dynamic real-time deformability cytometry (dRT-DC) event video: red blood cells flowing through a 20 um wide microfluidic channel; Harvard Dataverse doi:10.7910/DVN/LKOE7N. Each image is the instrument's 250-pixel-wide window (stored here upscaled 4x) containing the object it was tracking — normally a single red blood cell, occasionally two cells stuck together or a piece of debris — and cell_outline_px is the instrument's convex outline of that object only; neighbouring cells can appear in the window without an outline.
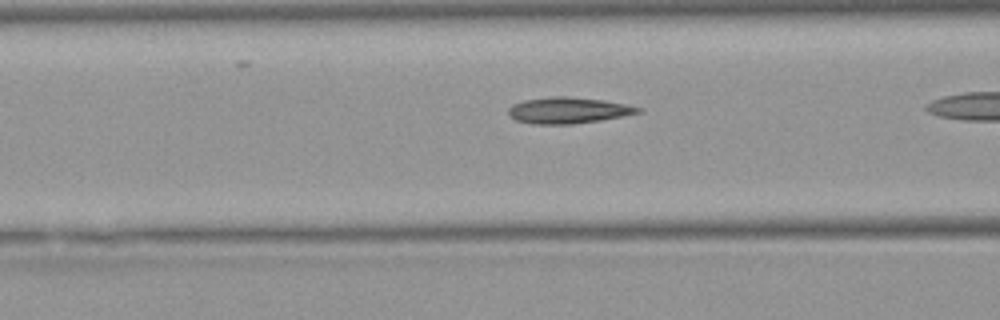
{"species": "Egyptian fruit bat (a non-hibernating species)", "species_latin": "Rousettus aegyptiacus", "temperature_condition": "warm", "stored_images_in_passage": 30, "camera_frame_rate_fps": 3000, "um_per_image_px": 0.085, "animal": {"sex": "female"}, "frame": {"image": 1, "passage_image": 9, "time_ms": 2.667, "image_size_px": [1000, 320], "cell_outline_px": [[644, 108], [640, 112], [624, 116], [600, 120], [572, 124], [532, 124], [516, 120], [508, 112], [508, 108], [512, 104], [524, 100], [552, 96], [568, 96], [604, 100]], "centroid_in_image_um": [48.3, 9.37], "position_along_channel_um": 118.3, "area_um2": 19.77}}
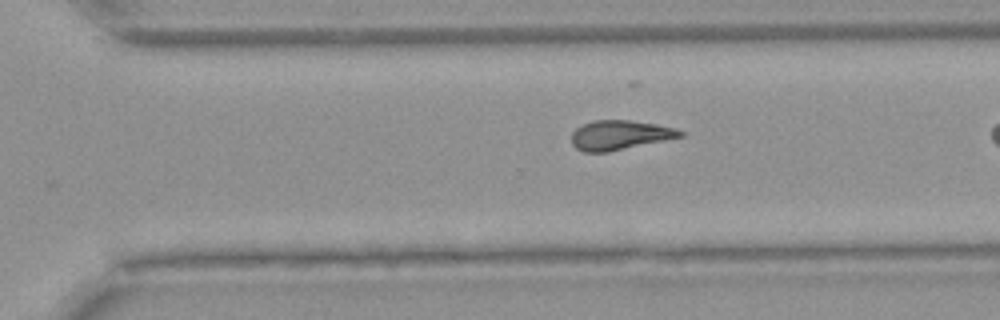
{"frame": {"image": 2, "passage_image": 24, "time_ms": 7.667, "image_size_px": [1000, 320], "cell_outline_px": [[684, 136], [608, 152], [584, 152], [576, 148], [572, 144], [572, 132], [576, 128], [592, 120], [628, 120], [656, 124], [676, 128], [684, 132]], "centroid_in_image_um": [52.68, 11.48], "position_along_channel_um": 317.9, "area_um2": 18.61}, "authors_computed_cell_mechanics": {"area_um2": 18.8428, "velocity_mm_per_s": 4.0042, "shape_relaxation_time_tau1_ms": null, "shape_relaxation_time_tau2_ms": 4.0889, "deformation_change_tau1": null, "deformation_change_tau2": 0.1117}}